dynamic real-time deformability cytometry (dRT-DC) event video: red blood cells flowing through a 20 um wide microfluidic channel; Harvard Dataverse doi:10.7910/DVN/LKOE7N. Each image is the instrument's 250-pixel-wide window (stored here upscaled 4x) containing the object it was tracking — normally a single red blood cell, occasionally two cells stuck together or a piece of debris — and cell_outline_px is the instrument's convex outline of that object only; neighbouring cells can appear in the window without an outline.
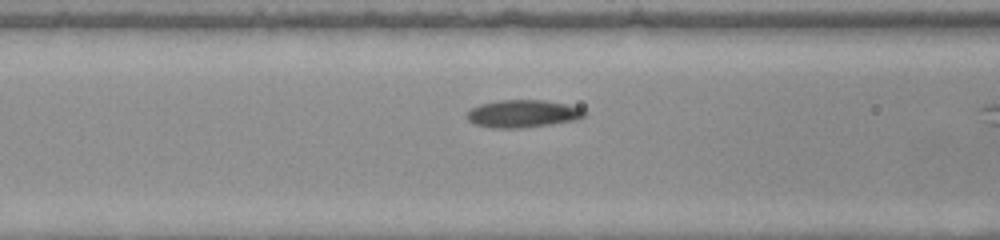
{"species": "common noctule bat (a hibernating species)", "species_latin": "Nyctalus noctula", "temperature_condition": "warm", "stored_images_in_passage": 14, "camera_frame_rate_fps": 3000, "um_per_image_px": 0.085, "animal": {"sex": "female", "body_mass_g": 22.0, "forearm_length_mm": 56.7}, "frame": {"image": 1, "passage_image": 12, "time_ms": 3.667, "image_size_px": [1000, 240], "cell_outline_px": [[588, 112], [584, 116], [576, 120], [520, 128], [496, 128], [476, 124], [468, 120], [468, 112], [472, 108], [480, 104], [496, 100], [544, 100], [564, 104], [580, 108]], "centroid_in_image_um": [44.44, 9.65], "position_along_channel_um": 122.2, "area_um2": 18.61}}